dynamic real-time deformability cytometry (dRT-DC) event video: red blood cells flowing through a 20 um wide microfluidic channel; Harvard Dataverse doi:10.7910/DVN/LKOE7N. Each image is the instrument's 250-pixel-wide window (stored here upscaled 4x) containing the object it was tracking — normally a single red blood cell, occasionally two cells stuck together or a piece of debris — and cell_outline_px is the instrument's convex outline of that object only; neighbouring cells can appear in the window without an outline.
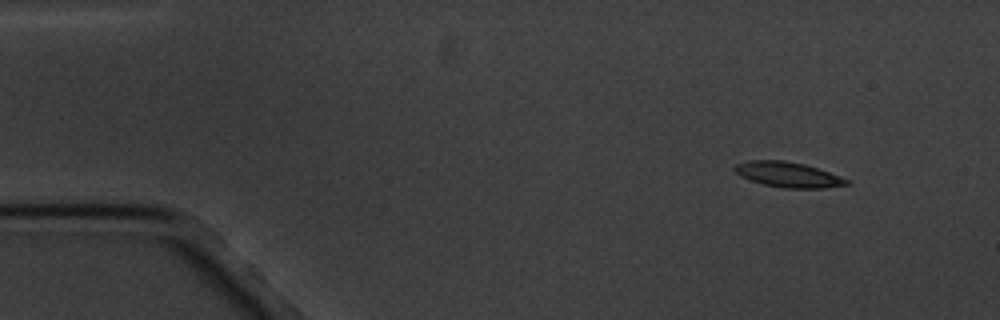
{"species": "common noctule bat (a hibernating species)", "species_latin": "Nyctalus noctula", "temperature_condition": "cold", "stored_images_in_passage": 5, "camera_frame_rate_fps": 3000, "um_per_image_px": 0.085, "animal": {"sex": "male", "body_mass_g": 20.1, "forearm_length_mm": 53.5}, "frame": {"image": 1, "passage_image": 2, "time_ms": 1.0, "image_size_px": [1000, 320], "cell_outline_px": [[852, 180], [848, 184], [824, 188], [784, 188], [764, 184], [740, 176], [732, 168], [736, 164], [748, 160], [784, 160], [804, 164]], "centroid_in_image_um": [66.98, 14.83], "position_along_channel_um": 18.0, "area_um2": 16.36}}
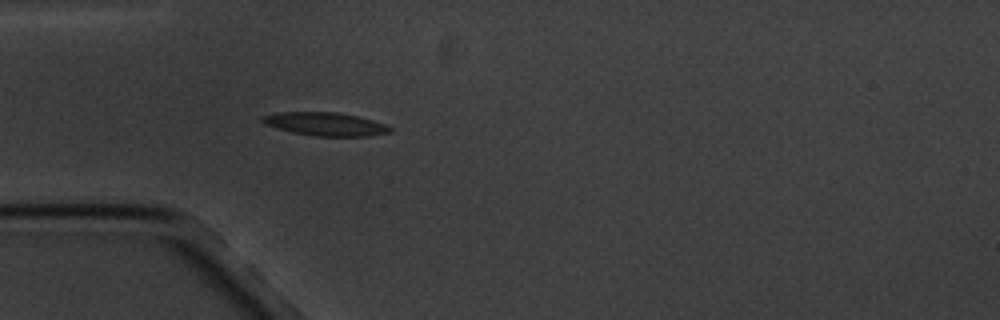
{"frame": {"image": 2, "passage_image": 5, "time_ms": 4.667, "image_size_px": [1000, 320], "cell_outline_px": [[392, 132], [368, 136], [316, 136], [292, 132], [264, 124], [260, 120], [260, 116], [280, 112], [336, 112], [356, 116], [372, 120], [384, 124], [392, 128]], "centroid_in_image_um": [27.63, 10.54], "position_along_channel_um": 57.4, "area_um2": 17.22}}